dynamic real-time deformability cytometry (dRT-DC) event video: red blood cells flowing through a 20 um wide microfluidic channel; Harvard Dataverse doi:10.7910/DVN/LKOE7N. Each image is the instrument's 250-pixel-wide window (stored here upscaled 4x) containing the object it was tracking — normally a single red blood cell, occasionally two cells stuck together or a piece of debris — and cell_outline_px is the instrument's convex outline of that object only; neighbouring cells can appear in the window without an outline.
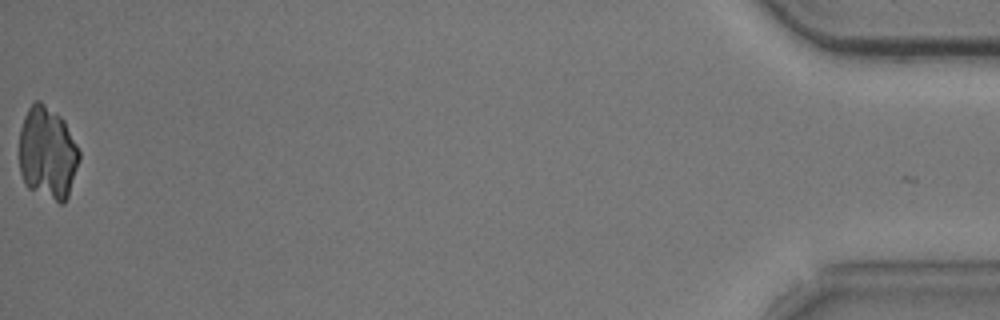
{"species": "common noctule bat (a hibernating species)", "species_latin": "Nyctalus noctula", "temperature_condition": "cold", "stored_images_in_passage": 54, "camera_frame_rate_fps": 3000, "um_per_image_px": 0.085, "animal": {"sex": "male", "body_mass_g": 20.5, "forearm_length_mm": 52.5}, "frame": {"image": 1, "passage_image": 54, "time_ms": 17.667, "image_size_px": [1000, 320], "cell_outline_px": [[80, 160], [68, 196], [64, 204], [60, 204], [28, 188], [24, 184], [20, 172], [20, 128], [24, 116], [28, 108], [36, 100], [40, 100], [60, 116], [64, 120], [80, 152]], "centroid_in_image_um": [4.04, 13.02], "position_along_channel_um": 431.2, "area_um2": 32.54}}